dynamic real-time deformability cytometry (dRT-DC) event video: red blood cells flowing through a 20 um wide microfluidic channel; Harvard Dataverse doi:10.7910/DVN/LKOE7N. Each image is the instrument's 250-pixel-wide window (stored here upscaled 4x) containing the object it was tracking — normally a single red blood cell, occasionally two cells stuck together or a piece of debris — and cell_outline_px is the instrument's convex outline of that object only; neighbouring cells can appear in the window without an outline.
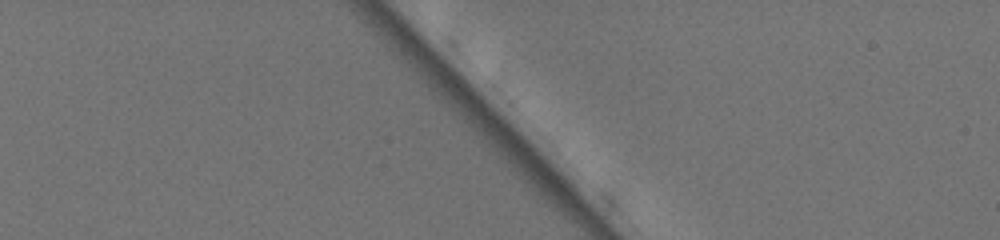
{"species": "common noctule bat (a hibernating species)", "species_latin": "Nyctalus noctula", "temperature_condition": "warm", "stored_images_in_passage": 1, "camera_frame_rate_fps": 3000, "um_per_image_px": 0.085, "animal": {"sex": "female", "body_mass_g": 19.5, "forearm_length_mm": 54.1}, "frame": {"image": 1, "passage_image": 1, "time_ms": 0.0, "image_size_px": [1000, 240], "cell_outline_px": [[672, 104], [668, 112], [660, 112], [648, 108], [628, 80], [628, 60], [632, 52], [644, 56], [660, 76]], "centroid_in_image_um": [55.08, 7.12], "position_along_channel_um": 29.9, "area_um2": 10.98}}